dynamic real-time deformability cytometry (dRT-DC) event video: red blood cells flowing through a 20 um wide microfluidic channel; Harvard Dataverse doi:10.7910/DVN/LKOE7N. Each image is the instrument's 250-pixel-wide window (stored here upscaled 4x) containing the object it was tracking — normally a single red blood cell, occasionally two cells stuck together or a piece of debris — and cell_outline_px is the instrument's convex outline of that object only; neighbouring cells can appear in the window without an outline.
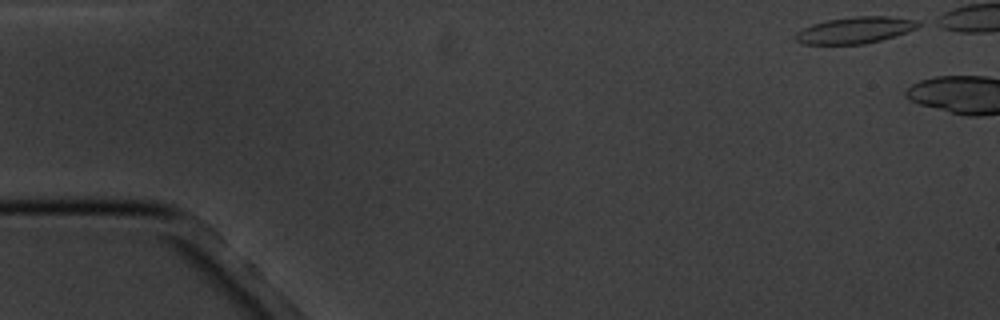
{"species": "common noctule bat (a hibernating species)", "species_latin": "Nyctalus noctula", "temperature_condition": "cold", "stored_images_in_passage": 5, "camera_frame_rate_fps": 3000, "um_per_image_px": 0.085, "animal": {"sex": "male", "body_mass_g": 20.1, "forearm_length_mm": 53.5}, "frame": {"image": 1, "passage_image": 1, "time_ms": 0.0, "image_size_px": [1000, 320], "cell_outline_px": [[924, 24], [908, 32], [880, 40], [864, 44], [804, 44], [796, 40], [796, 32], [812, 24], [828, 20], [852, 16], [888, 16], [920, 20]], "centroid_in_image_um": [72.75, 2.55], "position_along_channel_um": 12.2, "area_um2": 19.02}}